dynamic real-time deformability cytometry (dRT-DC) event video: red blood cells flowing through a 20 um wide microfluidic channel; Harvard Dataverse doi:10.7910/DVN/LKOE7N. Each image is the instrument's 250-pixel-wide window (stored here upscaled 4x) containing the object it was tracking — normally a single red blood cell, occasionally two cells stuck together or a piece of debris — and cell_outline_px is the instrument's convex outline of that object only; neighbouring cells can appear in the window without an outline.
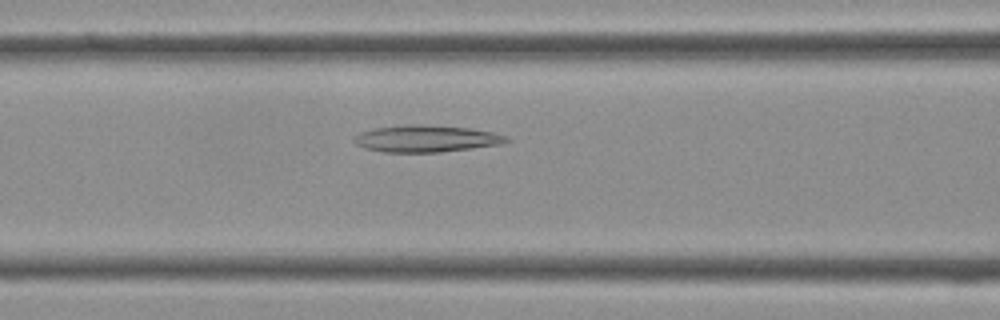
{"species": "Egyptian fruit bat (a non-hibernating species)", "species_latin": "Rousettus aegyptiacus", "temperature_condition": "cold", "stored_images_in_passage": 40, "camera_frame_rate_fps": 3000, "um_per_image_px": 0.085, "frame": {"image": 1, "passage_image": 16, "time_ms": 5.0, "image_size_px": [1000, 320], "cell_outline_px": [[512, 140], [504, 144], [440, 152], [384, 152], [364, 148], [356, 144], [352, 140], [352, 136], [360, 132], [376, 128], [408, 124], [420, 124], [468, 128], [492, 132], [508, 136]], "centroid_in_image_um": [36.23, 11.79], "position_along_channel_um": 130.4, "area_um2": 23.99}}
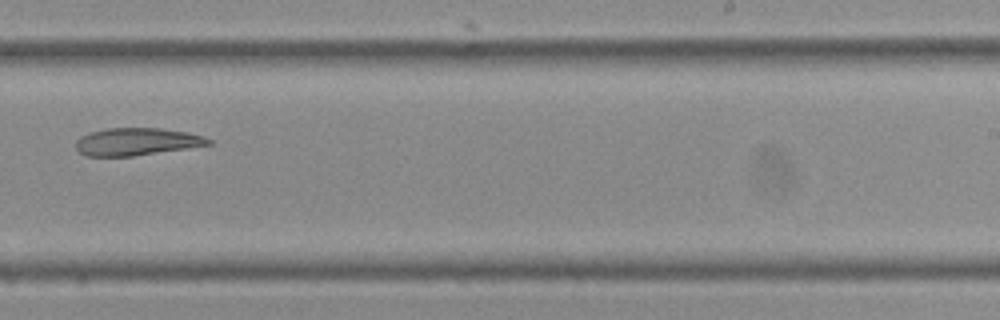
{"frame": {"image": 2, "passage_image": 25, "time_ms": 8.0, "image_size_px": [1000, 320], "cell_outline_px": [[212, 144], [132, 156], [88, 156], [80, 152], [76, 148], [76, 140], [80, 136], [88, 132], [108, 128], [160, 128], [188, 132], [204, 136], [212, 140]], "centroid_in_image_um": [11.6, 12.03], "position_along_channel_um": 277.4, "area_um2": 21.15}}
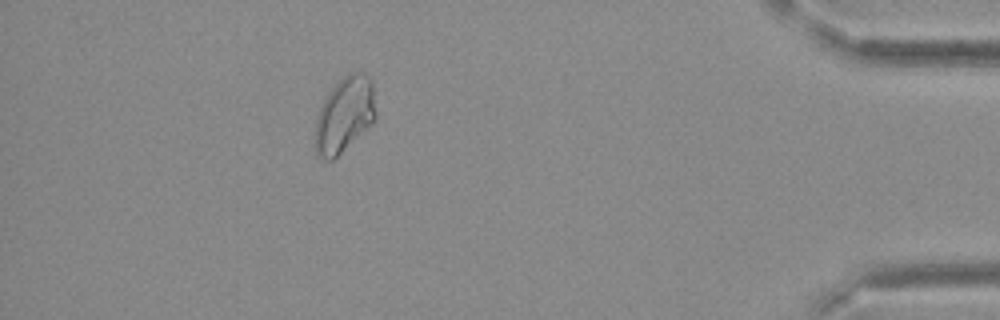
{"frame": {"image": 3, "passage_image": 36, "time_ms": 11.667, "image_size_px": [1000, 320], "cell_outline_px": [[376, 116], [332, 160], [324, 160], [316, 156], [316, 120], [320, 108], [328, 92], [348, 72], [364, 72], [372, 80], [376, 112]], "centroid_in_image_um": [29.27, 9.7], "position_along_channel_um": 405.9, "area_um2": 25.84}}